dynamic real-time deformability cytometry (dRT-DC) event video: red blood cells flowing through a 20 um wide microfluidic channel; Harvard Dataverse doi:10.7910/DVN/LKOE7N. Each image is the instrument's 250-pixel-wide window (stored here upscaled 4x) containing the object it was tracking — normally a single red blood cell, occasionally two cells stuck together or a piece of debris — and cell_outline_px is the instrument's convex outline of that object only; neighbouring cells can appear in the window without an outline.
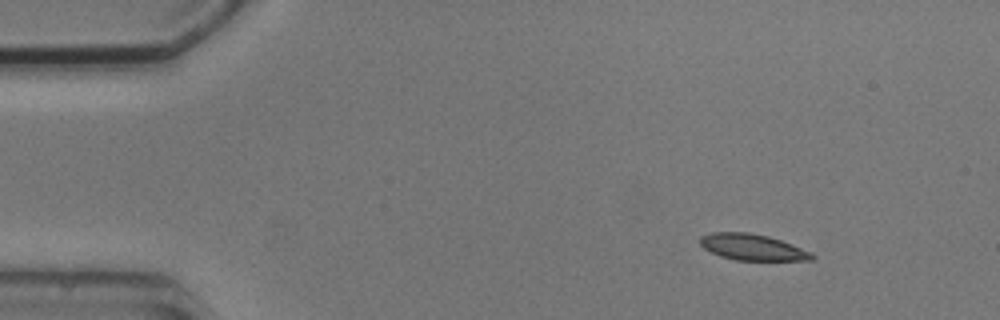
{"species": "common noctule bat (a hibernating species)", "species_latin": "Nyctalus noctula", "temperature_condition": "cold", "stored_images_in_passage": 6, "camera_frame_rate_fps": 3000, "um_per_image_px": 0.085, "animal": {"sex": "male", "body_mass_g": 20.5, "forearm_length_mm": 52.5}, "frame": {"image": 1, "passage_image": 1, "time_ms": 0.0, "image_size_px": [1000, 320], "cell_outline_px": [[816, 256], [812, 260], [736, 260], [720, 256], [704, 248], [700, 244], [700, 236], [712, 232], [748, 232], [768, 236], [792, 244], [812, 252]], "centroid_in_image_um": [63.96, 21.01], "position_along_channel_um": 21.0, "area_um2": 17.05}}
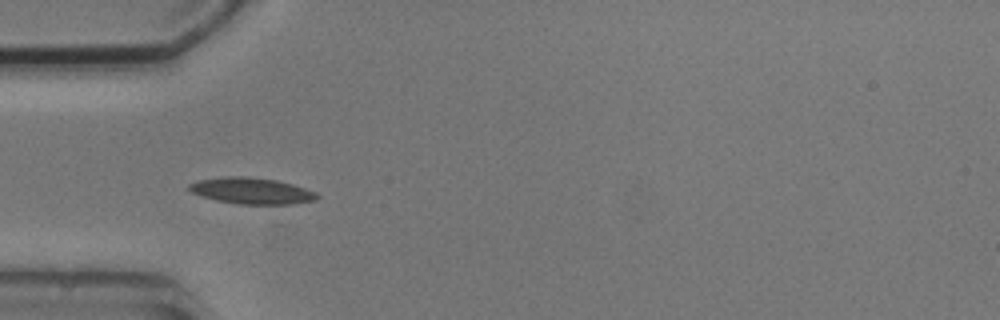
{"frame": {"image": 2, "passage_image": 4, "time_ms": 3.333, "image_size_px": [1000, 320], "cell_outline_px": [[320, 196], [316, 200], [292, 204], [240, 204], [216, 200], [200, 196], [192, 192], [188, 188], [188, 184], [196, 180], [224, 176], [244, 176], [276, 180], [292, 184], [316, 192]], "centroid_in_image_um": [21.36, 16.21], "position_along_channel_um": 63.6, "area_um2": 19.65}}
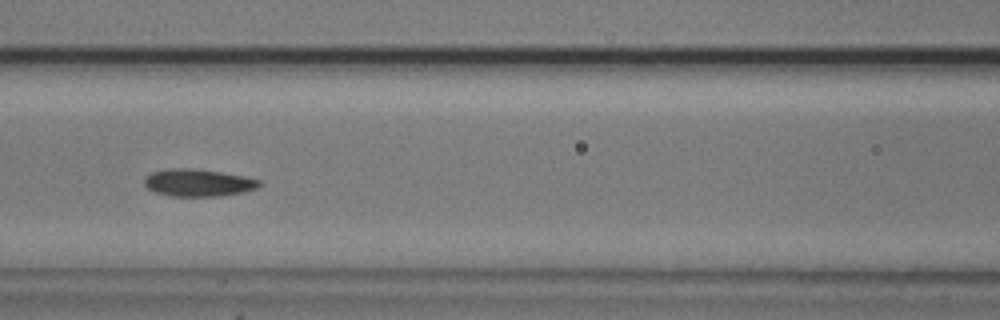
{"frame": {"image": 3, "passage_image": 6, "time_ms": 5.667, "image_size_px": [1000, 320], "cell_outline_px": [[260, 184], [256, 188], [224, 196], [172, 196], [156, 192], [148, 188], [144, 184], [144, 176], [152, 172], [168, 168], [192, 168], [220, 172], [244, 176], [260, 180]], "centroid_in_image_um": [16.8, 15.52], "position_along_channel_um": 149.8, "area_um2": 18.21}}